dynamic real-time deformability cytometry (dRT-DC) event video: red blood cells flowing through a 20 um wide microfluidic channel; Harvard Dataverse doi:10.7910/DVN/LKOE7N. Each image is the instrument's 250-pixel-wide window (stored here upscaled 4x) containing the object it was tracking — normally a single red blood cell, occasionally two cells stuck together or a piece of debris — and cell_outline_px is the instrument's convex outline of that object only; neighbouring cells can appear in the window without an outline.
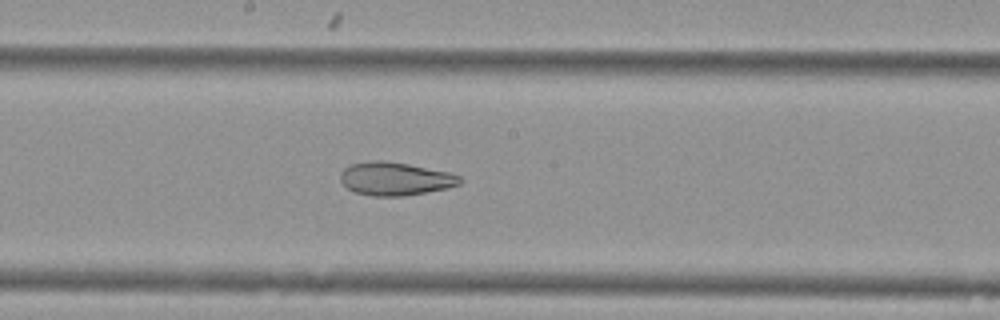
{"species": "Egyptian fruit bat (a non-hibernating species)", "species_latin": "Rousettus aegyptiacus", "temperature_condition": "cold", "stored_images_in_passage": 40, "camera_frame_rate_fps": 3000, "um_per_image_px": 0.085, "animal": {"sex": "female"}, "frame": {"image": 1, "passage_image": 18, "time_ms": 5.667, "image_size_px": [1000, 320], "cell_outline_px": [[464, 180], [460, 184], [448, 188], [404, 196], [372, 196], [356, 192], [348, 188], [340, 180], [340, 172], [344, 168], [352, 164], [368, 160], [384, 160], [408, 164], [448, 172], [460, 176]], "centroid_in_image_um": [33.59, 15.19], "position_along_channel_um": 214.6, "area_um2": 23.18}, "authors_computed_cell_mechanics": {"area_um2": 26.3857, "velocity_mm_per_s": 3.7866, "shape_relaxation_time_tau1_ms": null, "shape_relaxation_time_tau2_ms": 3.2548, "deformation_change_tau1": null, "deformation_change_tau2": 0.112}}